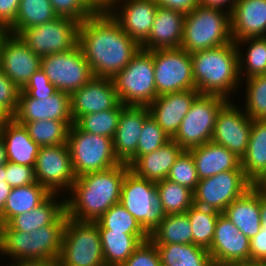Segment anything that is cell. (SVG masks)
<instances>
[{
	"mask_svg": "<svg viewBox=\"0 0 266 266\" xmlns=\"http://www.w3.org/2000/svg\"><path fill=\"white\" fill-rule=\"evenodd\" d=\"M78 46L94 77L111 79L141 49V45L121 29L108 11H97L80 23Z\"/></svg>",
	"mask_w": 266,
	"mask_h": 266,
	"instance_id": "1",
	"label": "cell"
},
{
	"mask_svg": "<svg viewBox=\"0 0 266 266\" xmlns=\"http://www.w3.org/2000/svg\"><path fill=\"white\" fill-rule=\"evenodd\" d=\"M127 164L85 174L76 178L67 199L66 214L78 221L96 222L114 204L120 202L121 186L125 174L129 171Z\"/></svg>",
	"mask_w": 266,
	"mask_h": 266,
	"instance_id": "2",
	"label": "cell"
},
{
	"mask_svg": "<svg viewBox=\"0 0 266 266\" xmlns=\"http://www.w3.org/2000/svg\"><path fill=\"white\" fill-rule=\"evenodd\" d=\"M190 55L195 89L200 94L220 95L231 100V95L236 94L242 84L235 42Z\"/></svg>",
	"mask_w": 266,
	"mask_h": 266,
	"instance_id": "3",
	"label": "cell"
},
{
	"mask_svg": "<svg viewBox=\"0 0 266 266\" xmlns=\"http://www.w3.org/2000/svg\"><path fill=\"white\" fill-rule=\"evenodd\" d=\"M65 224L41 226L31 233L0 225V255L17 260H59Z\"/></svg>",
	"mask_w": 266,
	"mask_h": 266,
	"instance_id": "4",
	"label": "cell"
},
{
	"mask_svg": "<svg viewBox=\"0 0 266 266\" xmlns=\"http://www.w3.org/2000/svg\"><path fill=\"white\" fill-rule=\"evenodd\" d=\"M233 41L226 10L197 5L186 13L181 48L188 53L212 49Z\"/></svg>",
	"mask_w": 266,
	"mask_h": 266,
	"instance_id": "5",
	"label": "cell"
},
{
	"mask_svg": "<svg viewBox=\"0 0 266 266\" xmlns=\"http://www.w3.org/2000/svg\"><path fill=\"white\" fill-rule=\"evenodd\" d=\"M112 81L123 105L151 104L157 97L152 51L141 48Z\"/></svg>",
	"mask_w": 266,
	"mask_h": 266,
	"instance_id": "6",
	"label": "cell"
},
{
	"mask_svg": "<svg viewBox=\"0 0 266 266\" xmlns=\"http://www.w3.org/2000/svg\"><path fill=\"white\" fill-rule=\"evenodd\" d=\"M58 266H106L97 222L67 217Z\"/></svg>",
	"mask_w": 266,
	"mask_h": 266,
	"instance_id": "7",
	"label": "cell"
},
{
	"mask_svg": "<svg viewBox=\"0 0 266 266\" xmlns=\"http://www.w3.org/2000/svg\"><path fill=\"white\" fill-rule=\"evenodd\" d=\"M67 145L77 178L121 164L115 156L112 138L84 132L74 123L68 132Z\"/></svg>",
	"mask_w": 266,
	"mask_h": 266,
	"instance_id": "8",
	"label": "cell"
},
{
	"mask_svg": "<svg viewBox=\"0 0 266 266\" xmlns=\"http://www.w3.org/2000/svg\"><path fill=\"white\" fill-rule=\"evenodd\" d=\"M120 204L150 234L166 213L160 201L156 182L141 178L129 170L121 186Z\"/></svg>",
	"mask_w": 266,
	"mask_h": 266,
	"instance_id": "9",
	"label": "cell"
},
{
	"mask_svg": "<svg viewBox=\"0 0 266 266\" xmlns=\"http://www.w3.org/2000/svg\"><path fill=\"white\" fill-rule=\"evenodd\" d=\"M228 101L220 95L199 94L171 139L183 150L210 142L217 114Z\"/></svg>",
	"mask_w": 266,
	"mask_h": 266,
	"instance_id": "10",
	"label": "cell"
},
{
	"mask_svg": "<svg viewBox=\"0 0 266 266\" xmlns=\"http://www.w3.org/2000/svg\"><path fill=\"white\" fill-rule=\"evenodd\" d=\"M80 22L67 17L23 29L17 36L40 57L72 50L78 44Z\"/></svg>",
	"mask_w": 266,
	"mask_h": 266,
	"instance_id": "11",
	"label": "cell"
},
{
	"mask_svg": "<svg viewBox=\"0 0 266 266\" xmlns=\"http://www.w3.org/2000/svg\"><path fill=\"white\" fill-rule=\"evenodd\" d=\"M41 69L58 91L69 95L94 77L78 44L72 50L43 56Z\"/></svg>",
	"mask_w": 266,
	"mask_h": 266,
	"instance_id": "12",
	"label": "cell"
},
{
	"mask_svg": "<svg viewBox=\"0 0 266 266\" xmlns=\"http://www.w3.org/2000/svg\"><path fill=\"white\" fill-rule=\"evenodd\" d=\"M250 188L252 182L243 170L223 171L199 180L193 191L194 204L222 213L233 200L242 197Z\"/></svg>",
	"mask_w": 266,
	"mask_h": 266,
	"instance_id": "13",
	"label": "cell"
},
{
	"mask_svg": "<svg viewBox=\"0 0 266 266\" xmlns=\"http://www.w3.org/2000/svg\"><path fill=\"white\" fill-rule=\"evenodd\" d=\"M157 96L195 89L191 55L183 48L152 51Z\"/></svg>",
	"mask_w": 266,
	"mask_h": 266,
	"instance_id": "14",
	"label": "cell"
},
{
	"mask_svg": "<svg viewBox=\"0 0 266 266\" xmlns=\"http://www.w3.org/2000/svg\"><path fill=\"white\" fill-rule=\"evenodd\" d=\"M34 170L37 182L50 193L69 192L77 178L67 144L40 147Z\"/></svg>",
	"mask_w": 266,
	"mask_h": 266,
	"instance_id": "15",
	"label": "cell"
},
{
	"mask_svg": "<svg viewBox=\"0 0 266 266\" xmlns=\"http://www.w3.org/2000/svg\"><path fill=\"white\" fill-rule=\"evenodd\" d=\"M252 123L245 111L229 100L217 114L211 141L242 159L249 143Z\"/></svg>",
	"mask_w": 266,
	"mask_h": 266,
	"instance_id": "16",
	"label": "cell"
},
{
	"mask_svg": "<svg viewBox=\"0 0 266 266\" xmlns=\"http://www.w3.org/2000/svg\"><path fill=\"white\" fill-rule=\"evenodd\" d=\"M214 266H230L250 261V239L221 213L208 249Z\"/></svg>",
	"mask_w": 266,
	"mask_h": 266,
	"instance_id": "17",
	"label": "cell"
},
{
	"mask_svg": "<svg viewBox=\"0 0 266 266\" xmlns=\"http://www.w3.org/2000/svg\"><path fill=\"white\" fill-rule=\"evenodd\" d=\"M157 7L155 0H113L108 12L130 38L142 45L151 32Z\"/></svg>",
	"mask_w": 266,
	"mask_h": 266,
	"instance_id": "18",
	"label": "cell"
},
{
	"mask_svg": "<svg viewBox=\"0 0 266 266\" xmlns=\"http://www.w3.org/2000/svg\"><path fill=\"white\" fill-rule=\"evenodd\" d=\"M41 58L18 36L8 34L0 49V70L22 90L31 76L41 68Z\"/></svg>",
	"mask_w": 266,
	"mask_h": 266,
	"instance_id": "19",
	"label": "cell"
},
{
	"mask_svg": "<svg viewBox=\"0 0 266 266\" xmlns=\"http://www.w3.org/2000/svg\"><path fill=\"white\" fill-rule=\"evenodd\" d=\"M12 118L21 125L38 120H73L71 113V95L57 91L52 96L40 99L31 98L22 90L18 106Z\"/></svg>",
	"mask_w": 266,
	"mask_h": 266,
	"instance_id": "20",
	"label": "cell"
},
{
	"mask_svg": "<svg viewBox=\"0 0 266 266\" xmlns=\"http://www.w3.org/2000/svg\"><path fill=\"white\" fill-rule=\"evenodd\" d=\"M120 99L111 78L93 77L71 95L73 123L80 117L116 108Z\"/></svg>",
	"mask_w": 266,
	"mask_h": 266,
	"instance_id": "21",
	"label": "cell"
},
{
	"mask_svg": "<svg viewBox=\"0 0 266 266\" xmlns=\"http://www.w3.org/2000/svg\"><path fill=\"white\" fill-rule=\"evenodd\" d=\"M150 115L147 106L126 105L118 120L113 140V149L120 163L130 166L135 161L138 140L145 119Z\"/></svg>",
	"mask_w": 266,
	"mask_h": 266,
	"instance_id": "22",
	"label": "cell"
},
{
	"mask_svg": "<svg viewBox=\"0 0 266 266\" xmlns=\"http://www.w3.org/2000/svg\"><path fill=\"white\" fill-rule=\"evenodd\" d=\"M199 94L196 89L166 93L157 96L147 107L158 125L172 138Z\"/></svg>",
	"mask_w": 266,
	"mask_h": 266,
	"instance_id": "23",
	"label": "cell"
},
{
	"mask_svg": "<svg viewBox=\"0 0 266 266\" xmlns=\"http://www.w3.org/2000/svg\"><path fill=\"white\" fill-rule=\"evenodd\" d=\"M185 15L181 11L158 5L151 32L141 48L153 51L180 47Z\"/></svg>",
	"mask_w": 266,
	"mask_h": 266,
	"instance_id": "24",
	"label": "cell"
},
{
	"mask_svg": "<svg viewBox=\"0 0 266 266\" xmlns=\"http://www.w3.org/2000/svg\"><path fill=\"white\" fill-rule=\"evenodd\" d=\"M233 41L266 37V0H238L230 13Z\"/></svg>",
	"mask_w": 266,
	"mask_h": 266,
	"instance_id": "25",
	"label": "cell"
},
{
	"mask_svg": "<svg viewBox=\"0 0 266 266\" xmlns=\"http://www.w3.org/2000/svg\"><path fill=\"white\" fill-rule=\"evenodd\" d=\"M58 193H51L42 203L29 212L19 214L13 217L7 225L15 230L31 233L41 226L50 224H66L67 214L65 208V199Z\"/></svg>",
	"mask_w": 266,
	"mask_h": 266,
	"instance_id": "26",
	"label": "cell"
},
{
	"mask_svg": "<svg viewBox=\"0 0 266 266\" xmlns=\"http://www.w3.org/2000/svg\"><path fill=\"white\" fill-rule=\"evenodd\" d=\"M195 163L199 180L214 176L223 171L243 170L241 159L226 147L213 141L188 150Z\"/></svg>",
	"mask_w": 266,
	"mask_h": 266,
	"instance_id": "27",
	"label": "cell"
},
{
	"mask_svg": "<svg viewBox=\"0 0 266 266\" xmlns=\"http://www.w3.org/2000/svg\"><path fill=\"white\" fill-rule=\"evenodd\" d=\"M0 137L6 147L9 162L34 167L39 146L30 138L24 125L9 117L0 126Z\"/></svg>",
	"mask_w": 266,
	"mask_h": 266,
	"instance_id": "28",
	"label": "cell"
},
{
	"mask_svg": "<svg viewBox=\"0 0 266 266\" xmlns=\"http://www.w3.org/2000/svg\"><path fill=\"white\" fill-rule=\"evenodd\" d=\"M184 150L174 141L170 140L155 151L138 157L129 169L137 176L159 182L167 179L171 167Z\"/></svg>",
	"mask_w": 266,
	"mask_h": 266,
	"instance_id": "29",
	"label": "cell"
},
{
	"mask_svg": "<svg viewBox=\"0 0 266 266\" xmlns=\"http://www.w3.org/2000/svg\"><path fill=\"white\" fill-rule=\"evenodd\" d=\"M249 239L261 229L260 191L250 188L222 212Z\"/></svg>",
	"mask_w": 266,
	"mask_h": 266,
	"instance_id": "30",
	"label": "cell"
},
{
	"mask_svg": "<svg viewBox=\"0 0 266 266\" xmlns=\"http://www.w3.org/2000/svg\"><path fill=\"white\" fill-rule=\"evenodd\" d=\"M106 266H120L139 247L149 240V234H123L110 230H99Z\"/></svg>",
	"mask_w": 266,
	"mask_h": 266,
	"instance_id": "31",
	"label": "cell"
},
{
	"mask_svg": "<svg viewBox=\"0 0 266 266\" xmlns=\"http://www.w3.org/2000/svg\"><path fill=\"white\" fill-rule=\"evenodd\" d=\"M51 193L38 182L12 188L3 210L0 225H6L13 217L29 212L42 203Z\"/></svg>",
	"mask_w": 266,
	"mask_h": 266,
	"instance_id": "32",
	"label": "cell"
},
{
	"mask_svg": "<svg viewBox=\"0 0 266 266\" xmlns=\"http://www.w3.org/2000/svg\"><path fill=\"white\" fill-rule=\"evenodd\" d=\"M162 266H214L208 249L195 244H154Z\"/></svg>",
	"mask_w": 266,
	"mask_h": 266,
	"instance_id": "33",
	"label": "cell"
},
{
	"mask_svg": "<svg viewBox=\"0 0 266 266\" xmlns=\"http://www.w3.org/2000/svg\"><path fill=\"white\" fill-rule=\"evenodd\" d=\"M241 168L251 182L266 168V119L253 120L247 150L241 159Z\"/></svg>",
	"mask_w": 266,
	"mask_h": 266,
	"instance_id": "34",
	"label": "cell"
},
{
	"mask_svg": "<svg viewBox=\"0 0 266 266\" xmlns=\"http://www.w3.org/2000/svg\"><path fill=\"white\" fill-rule=\"evenodd\" d=\"M234 42L238 50L241 81L257 75H266V37H248ZM243 44L248 45L247 52L241 50Z\"/></svg>",
	"mask_w": 266,
	"mask_h": 266,
	"instance_id": "35",
	"label": "cell"
},
{
	"mask_svg": "<svg viewBox=\"0 0 266 266\" xmlns=\"http://www.w3.org/2000/svg\"><path fill=\"white\" fill-rule=\"evenodd\" d=\"M153 244H192V227L186 213L166 215L149 234Z\"/></svg>",
	"mask_w": 266,
	"mask_h": 266,
	"instance_id": "36",
	"label": "cell"
},
{
	"mask_svg": "<svg viewBox=\"0 0 266 266\" xmlns=\"http://www.w3.org/2000/svg\"><path fill=\"white\" fill-rule=\"evenodd\" d=\"M57 17L49 0H20L14 24L7 31L17 36L23 29L40 26Z\"/></svg>",
	"mask_w": 266,
	"mask_h": 266,
	"instance_id": "37",
	"label": "cell"
},
{
	"mask_svg": "<svg viewBox=\"0 0 266 266\" xmlns=\"http://www.w3.org/2000/svg\"><path fill=\"white\" fill-rule=\"evenodd\" d=\"M73 120H38L26 122L30 138L39 146L67 144L68 132Z\"/></svg>",
	"mask_w": 266,
	"mask_h": 266,
	"instance_id": "38",
	"label": "cell"
},
{
	"mask_svg": "<svg viewBox=\"0 0 266 266\" xmlns=\"http://www.w3.org/2000/svg\"><path fill=\"white\" fill-rule=\"evenodd\" d=\"M192 227V244L209 249L220 212L193 204L186 212Z\"/></svg>",
	"mask_w": 266,
	"mask_h": 266,
	"instance_id": "39",
	"label": "cell"
},
{
	"mask_svg": "<svg viewBox=\"0 0 266 266\" xmlns=\"http://www.w3.org/2000/svg\"><path fill=\"white\" fill-rule=\"evenodd\" d=\"M156 188L166 215L185 213L194 204L193 191L186 186L163 179Z\"/></svg>",
	"mask_w": 266,
	"mask_h": 266,
	"instance_id": "40",
	"label": "cell"
},
{
	"mask_svg": "<svg viewBox=\"0 0 266 266\" xmlns=\"http://www.w3.org/2000/svg\"><path fill=\"white\" fill-rule=\"evenodd\" d=\"M125 106L120 103L113 109L80 116L74 124L84 132L113 138L118 126L121 110Z\"/></svg>",
	"mask_w": 266,
	"mask_h": 266,
	"instance_id": "41",
	"label": "cell"
},
{
	"mask_svg": "<svg viewBox=\"0 0 266 266\" xmlns=\"http://www.w3.org/2000/svg\"><path fill=\"white\" fill-rule=\"evenodd\" d=\"M96 222L98 230H110L123 234H148L120 203L114 204Z\"/></svg>",
	"mask_w": 266,
	"mask_h": 266,
	"instance_id": "42",
	"label": "cell"
},
{
	"mask_svg": "<svg viewBox=\"0 0 266 266\" xmlns=\"http://www.w3.org/2000/svg\"><path fill=\"white\" fill-rule=\"evenodd\" d=\"M246 95L244 111L252 120L266 119V75L245 79Z\"/></svg>",
	"mask_w": 266,
	"mask_h": 266,
	"instance_id": "43",
	"label": "cell"
},
{
	"mask_svg": "<svg viewBox=\"0 0 266 266\" xmlns=\"http://www.w3.org/2000/svg\"><path fill=\"white\" fill-rule=\"evenodd\" d=\"M171 138L163 131L154 118L149 115L143 124L142 132L138 140L135 160L149 154L159 147L165 145Z\"/></svg>",
	"mask_w": 266,
	"mask_h": 266,
	"instance_id": "44",
	"label": "cell"
},
{
	"mask_svg": "<svg viewBox=\"0 0 266 266\" xmlns=\"http://www.w3.org/2000/svg\"><path fill=\"white\" fill-rule=\"evenodd\" d=\"M168 180L194 191L199 182L192 154L184 150L176 159L167 177Z\"/></svg>",
	"mask_w": 266,
	"mask_h": 266,
	"instance_id": "45",
	"label": "cell"
},
{
	"mask_svg": "<svg viewBox=\"0 0 266 266\" xmlns=\"http://www.w3.org/2000/svg\"><path fill=\"white\" fill-rule=\"evenodd\" d=\"M58 17H67L82 22L96 11L85 0H49Z\"/></svg>",
	"mask_w": 266,
	"mask_h": 266,
	"instance_id": "46",
	"label": "cell"
},
{
	"mask_svg": "<svg viewBox=\"0 0 266 266\" xmlns=\"http://www.w3.org/2000/svg\"><path fill=\"white\" fill-rule=\"evenodd\" d=\"M120 266H162L156 245L150 240L142 242Z\"/></svg>",
	"mask_w": 266,
	"mask_h": 266,
	"instance_id": "47",
	"label": "cell"
},
{
	"mask_svg": "<svg viewBox=\"0 0 266 266\" xmlns=\"http://www.w3.org/2000/svg\"><path fill=\"white\" fill-rule=\"evenodd\" d=\"M20 89L0 70V109L12 117L18 106Z\"/></svg>",
	"mask_w": 266,
	"mask_h": 266,
	"instance_id": "48",
	"label": "cell"
},
{
	"mask_svg": "<svg viewBox=\"0 0 266 266\" xmlns=\"http://www.w3.org/2000/svg\"><path fill=\"white\" fill-rule=\"evenodd\" d=\"M6 183L11 188L21 187L36 183L34 167L7 162L5 164Z\"/></svg>",
	"mask_w": 266,
	"mask_h": 266,
	"instance_id": "49",
	"label": "cell"
},
{
	"mask_svg": "<svg viewBox=\"0 0 266 266\" xmlns=\"http://www.w3.org/2000/svg\"><path fill=\"white\" fill-rule=\"evenodd\" d=\"M31 98L40 99V97L47 96L50 97L58 90L49 81L44 71L40 68L37 70L30 78L28 83L22 89Z\"/></svg>",
	"mask_w": 266,
	"mask_h": 266,
	"instance_id": "50",
	"label": "cell"
},
{
	"mask_svg": "<svg viewBox=\"0 0 266 266\" xmlns=\"http://www.w3.org/2000/svg\"><path fill=\"white\" fill-rule=\"evenodd\" d=\"M20 0H0V28L8 30L16 19Z\"/></svg>",
	"mask_w": 266,
	"mask_h": 266,
	"instance_id": "51",
	"label": "cell"
},
{
	"mask_svg": "<svg viewBox=\"0 0 266 266\" xmlns=\"http://www.w3.org/2000/svg\"><path fill=\"white\" fill-rule=\"evenodd\" d=\"M250 261H266V232L262 229L250 239Z\"/></svg>",
	"mask_w": 266,
	"mask_h": 266,
	"instance_id": "52",
	"label": "cell"
},
{
	"mask_svg": "<svg viewBox=\"0 0 266 266\" xmlns=\"http://www.w3.org/2000/svg\"><path fill=\"white\" fill-rule=\"evenodd\" d=\"M156 3L164 8H169L183 13H189L197 5L200 4V0H155Z\"/></svg>",
	"mask_w": 266,
	"mask_h": 266,
	"instance_id": "53",
	"label": "cell"
},
{
	"mask_svg": "<svg viewBox=\"0 0 266 266\" xmlns=\"http://www.w3.org/2000/svg\"><path fill=\"white\" fill-rule=\"evenodd\" d=\"M237 1L238 0H200V5L205 7L218 8V9L223 8V10L226 9V12L230 14Z\"/></svg>",
	"mask_w": 266,
	"mask_h": 266,
	"instance_id": "54",
	"label": "cell"
},
{
	"mask_svg": "<svg viewBox=\"0 0 266 266\" xmlns=\"http://www.w3.org/2000/svg\"><path fill=\"white\" fill-rule=\"evenodd\" d=\"M11 263L12 264H9V266H58L57 261L47 260H17Z\"/></svg>",
	"mask_w": 266,
	"mask_h": 266,
	"instance_id": "55",
	"label": "cell"
},
{
	"mask_svg": "<svg viewBox=\"0 0 266 266\" xmlns=\"http://www.w3.org/2000/svg\"><path fill=\"white\" fill-rule=\"evenodd\" d=\"M96 12L108 11L113 0H85Z\"/></svg>",
	"mask_w": 266,
	"mask_h": 266,
	"instance_id": "56",
	"label": "cell"
},
{
	"mask_svg": "<svg viewBox=\"0 0 266 266\" xmlns=\"http://www.w3.org/2000/svg\"><path fill=\"white\" fill-rule=\"evenodd\" d=\"M12 188L5 181L0 182V212L6 203V200L11 193Z\"/></svg>",
	"mask_w": 266,
	"mask_h": 266,
	"instance_id": "57",
	"label": "cell"
},
{
	"mask_svg": "<svg viewBox=\"0 0 266 266\" xmlns=\"http://www.w3.org/2000/svg\"><path fill=\"white\" fill-rule=\"evenodd\" d=\"M252 188L260 192H266V168L263 172L252 182Z\"/></svg>",
	"mask_w": 266,
	"mask_h": 266,
	"instance_id": "58",
	"label": "cell"
},
{
	"mask_svg": "<svg viewBox=\"0 0 266 266\" xmlns=\"http://www.w3.org/2000/svg\"><path fill=\"white\" fill-rule=\"evenodd\" d=\"M261 229L266 232V192H260Z\"/></svg>",
	"mask_w": 266,
	"mask_h": 266,
	"instance_id": "59",
	"label": "cell"
},
{
	"mask_svg": "<svg viewBox=\"0 0 266 266\" xmlns=\"http://www.w3.org/2000/svg\"><path fill=\"white\" fill-rule=\"evenodd\" d=\"M8 162L6 147L3 139L0 137V166L5 165Z\"/></svg>",
	"mask_w": 266,
	"mask_h": 266,
	"instance_id": "60",
	"label": "cell"
},
{
	"mask_svg": "<svg viewBox=\"0 0 266 266\" xmlns=\"http://www.w3.org/2000/svg\"><path fill=\"white\" fill-rule=\"evenodd\" d=\"M230 266H266V261H247L236 263Z\"/></svg>",
	"mask_w": 266,
	"mask_h": 266,
	"instance_id": "61",
	"label": "cell"
},
{
	"mask_svg": "<svg viewBox=\"0 0 266 266\" xmlns=\"http://www.w3.org/2000/svg\"><path fill=\"white\" fill-rule=\"evenodd\" d=\"M6 171H5V165L0 166V182L1 181H6Z\"/></svg>",
	"mask_w": 266,
	"mask_h": 266,
	"instance_id": "62",
	"label": "cell"
},
{
	"mask_svg": "<svg viewBox=\"0 0 266 266\" xmlns=\"http://www.w3.org/2000/svg\"><path fill=\"white\" fill-rule=\"evenodd\" d=\"M8 31L6 29L0 28V49L2 45L3 39L8 35Z\"/></svg>",
	"mask_w": 266,
	"mask_h": 266,
	"instance_id": "63",
	"label": "cell"
},
{
	"mask_svg": "<svg viewBox=\"0 0 266 266\" xmlns=\"http://www.w3.org/2000/svg\"><path fill=\"white\" fill-rule=\"evenodd\" d=\"M9 118V116L0 109V126Z\"/></svg>",
	"mask_w": 266,
	"mask_h": 266,
	"instance_id": "64",
	"label": "cell"
}]
</instances>
